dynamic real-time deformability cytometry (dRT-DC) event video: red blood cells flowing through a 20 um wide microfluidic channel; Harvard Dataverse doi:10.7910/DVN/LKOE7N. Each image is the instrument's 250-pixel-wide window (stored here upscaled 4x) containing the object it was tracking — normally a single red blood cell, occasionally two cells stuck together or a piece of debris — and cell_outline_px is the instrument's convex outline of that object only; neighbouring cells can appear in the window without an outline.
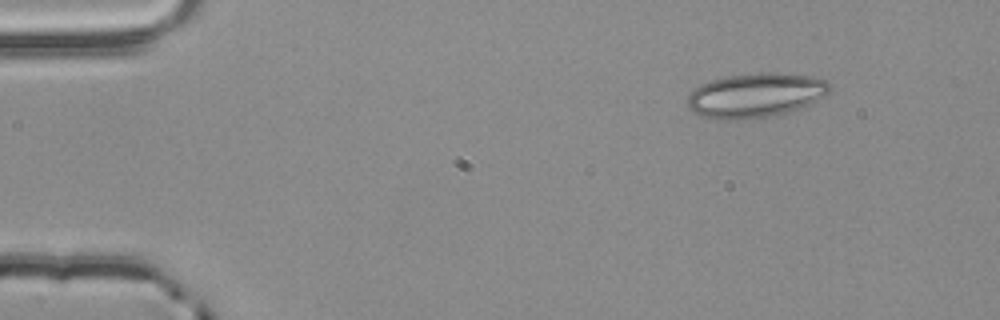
{"species": "common noctule bat (a hibernating species)", "species_latin": "Nyctalus noctula", "temperature_condition": "room temperature", "stored_images_in_passage": 48, "camera_frame_rate_fps": 3000, "um_per_image_px": 0.085, "animal": {"sex": "male", "body_mass_g": 20.4}, "frame": {"image": 1, "passage_image": 1, "time_ms": 0.0, "image_size_px": [1000, 320], "cell_outline_px": [[832, 88], [824, 96], [808, 104], [788, 112], [768, 116], [740, 120], [716, 120], [700, 116], [692, 112], [688, 108], [688, 96], [700, 84], [708, 80], [728, 76], [760, 72], [776, 72], [808, 76], [824, 80]], "centroid_in_image_um": [64.16, 8.1], "position_along_channel_um": 20.8, "area_um2": 36.82}}
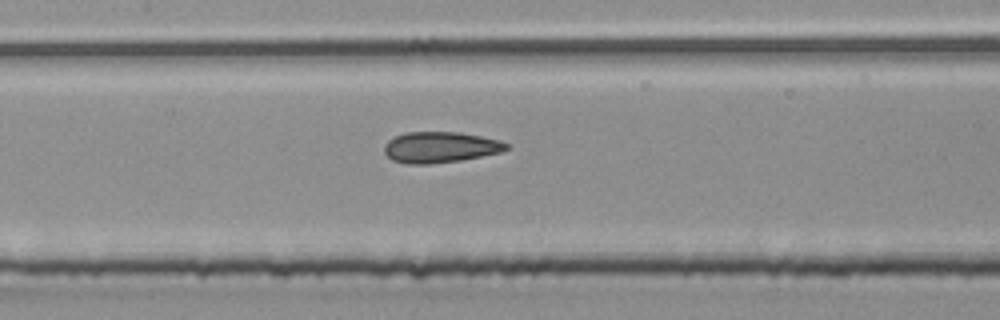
{"frame": {"image": 2, "passage_image": 20, "time_ms": 6.333, "image_size_px": [1000, 320], "cell_outline_px": [[508, 148], [500, 152], [460, 160], [428, 164], [408, 164], [392, 160], [384, 152], [384, 144], [388, 140], [404, 132], [460, 132], [500, 140], [508, 144]], "centroid_in_image_um": [37.38, 12.51], "position_along_channel_um": 170.0, "area_um2": 21.91}}
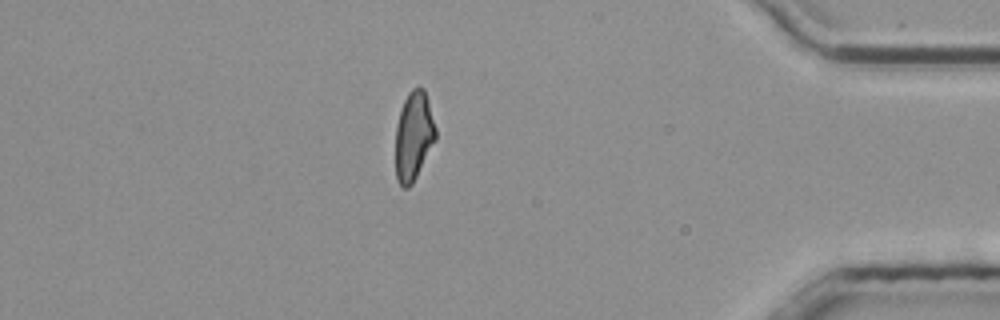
{"frame": {"image": 3, "passage_image": 41, "time_ms": 13.333, "image_size_px": [1000, 320], "cell_outline_px": [[436, 140], [412, 184], [408, 188], [404, 188], [396, 180], [396, 124], [400, 108], [408, 92], [412, 88], [420, 84], [424, 88], [436, 128]], "centroid_in_image_um": [35.16, 11.53], "position_along_channel_um": 400.0, "area_um2": 20.98}, "authors_computed_cell_mechanics": {"area_um2": 21.8484, "velocity_mm_per_s": 3.86, "shape_relaxation_time_tau1_ms": null, "shape_relaxation_time_tau2_ms": 1.9694, "deformation_change_tau1": null, "deformation_change_tau2": 0.1043}}